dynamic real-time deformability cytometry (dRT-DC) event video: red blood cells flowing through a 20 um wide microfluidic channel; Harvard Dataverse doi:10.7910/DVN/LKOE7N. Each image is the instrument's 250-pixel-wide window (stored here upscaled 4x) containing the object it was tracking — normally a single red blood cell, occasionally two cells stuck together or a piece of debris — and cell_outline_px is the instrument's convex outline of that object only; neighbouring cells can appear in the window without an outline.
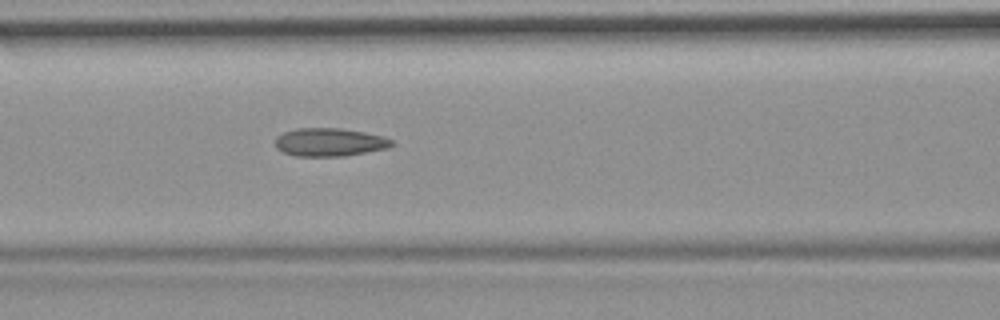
{"species": "common noctule bat (a hibernating species)", "species_latin": "Nyctalus noctula", "temperature_condition": "room temperature", "stored_images_in_passage": 5, "camera_frame_rate_fps": 3000, "um_per_image_px": 0.085, "animal": {"sex": "female", "body_mass_g": 19.9}, "frame": {"image": 1, "passage_image": 5, "time_ms": 1.333, "image_size_px": [1000, 320], "cell_outline_px": [[396, 144], [388, 148], [344, 156], [296, 156], [284, 152], [276, 148], [276, 136], [284, 132], [296, 128], [340, 128], [364, 132], [380, 136], [392, 140]], "centroid_in_image_um": [28.01, 12.08], "position_along_channel_um": 138.6, "area_um2": 19.07}}